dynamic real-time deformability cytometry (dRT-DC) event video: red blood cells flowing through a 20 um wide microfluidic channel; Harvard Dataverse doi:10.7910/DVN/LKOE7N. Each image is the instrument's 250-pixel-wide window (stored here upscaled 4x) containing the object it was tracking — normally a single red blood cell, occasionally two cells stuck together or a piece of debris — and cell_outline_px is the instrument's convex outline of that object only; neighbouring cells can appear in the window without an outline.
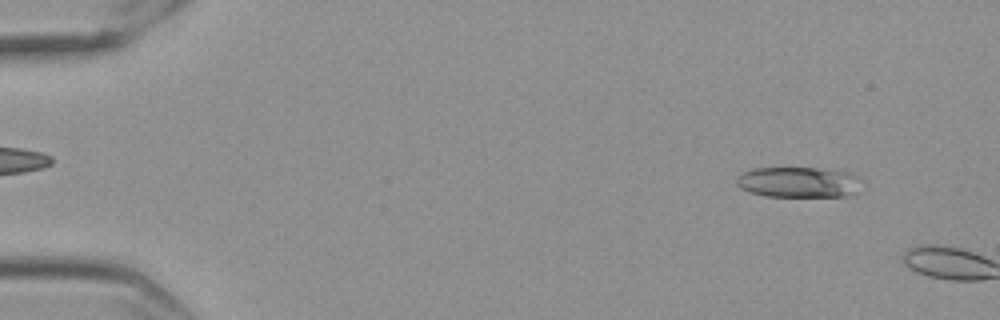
{"species": "Egyptian fruit bat (a non-hibernating species)", "species_latin": "Rousettus aegyptiacus", "temperature_condition": "cold", "stored_images_in_passage": 6, "camera_frame_rate_fps": 3000, "um_per_image_px": 0.085, "frame": {"image": 1, "passage_image": 5, "time_ms": 1.333, "image_size_px": [1000, 320], "cell_outline_px": [[864, 180], [856, 192], [844, 196], [764, 196], [752, 192], [736, 184], [736, 176], [752, 168], [816, 168], [848, 172]], "centroid_in_image_um": [67.9, 15.48], "position_along_channel_um": 17.1, "area_um2": 22.2}}